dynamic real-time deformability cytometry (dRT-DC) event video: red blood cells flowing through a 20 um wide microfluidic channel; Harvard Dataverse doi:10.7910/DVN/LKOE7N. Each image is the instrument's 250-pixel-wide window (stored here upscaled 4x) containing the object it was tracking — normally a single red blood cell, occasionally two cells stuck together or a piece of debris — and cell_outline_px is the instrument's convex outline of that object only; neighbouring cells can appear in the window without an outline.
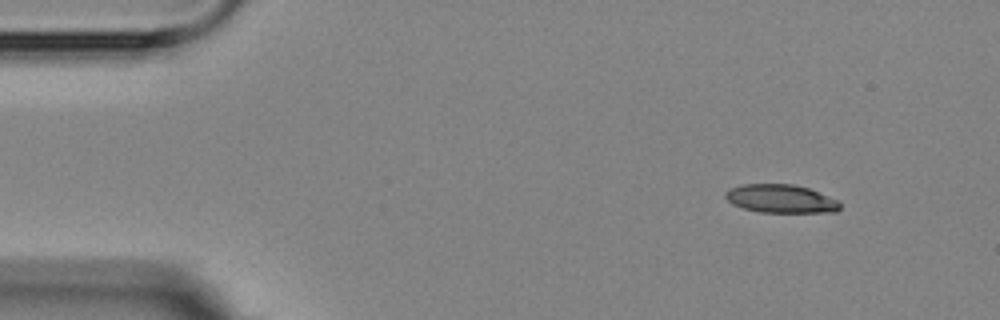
{"species": "Egyptian fruit bat (a non-hibernating species)", "species_latin": "Rousettus aegyptiacus", "temperature_condition": "room temperature", "stored_images_in_passage": 5, "camera_frame_rate_fps": 3000, "um_per_image_px": 0.085, "animal": {"sex": "female"}, "frame": {"image": 1, "passage_image": 1, "time_ms": 0.0, "image_size_px": [1000, 320], "cell_outline_px": [[840, 208], [836, 212], [760, 212], [744, 208], [732, 204], [724, 196], [724, 192], [732, 188], [744, 184], [792, 184], [808, 188], [836, 200], [840, 204]], "centroid_in_image_um": [66.34, 16.89], "position_along_channel_um": 18.7, "area_um2": 18.67}}
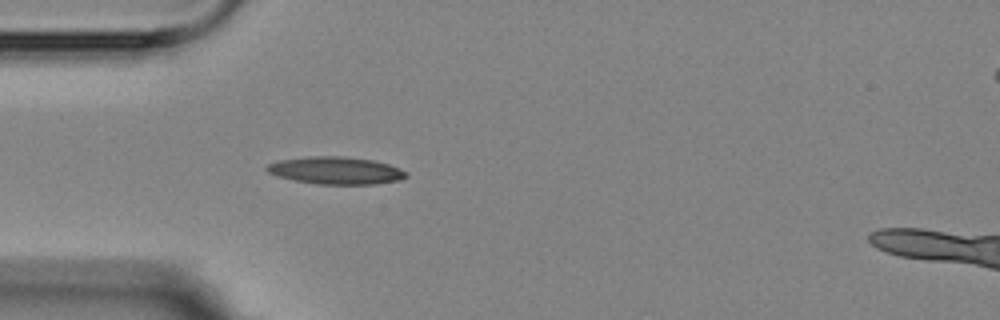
{"frame": {"image": 2, "passage_image": 4, "time_ms": 3.333, "image_size_px": [1000, 320], "cell_outline_px": [[408, 176], [400, 180], [376, 184], [316, 184], [276, 176], [268, 172], [264, 168], [268, 164], [280, 160], [308, 156], [344, 156], [372, 160], [388, 164], [408, 172]], "centroid_in_image_um": [28.55, 14.49], "position_along_channel_um": 56.5, "area_um2": 22.25}}